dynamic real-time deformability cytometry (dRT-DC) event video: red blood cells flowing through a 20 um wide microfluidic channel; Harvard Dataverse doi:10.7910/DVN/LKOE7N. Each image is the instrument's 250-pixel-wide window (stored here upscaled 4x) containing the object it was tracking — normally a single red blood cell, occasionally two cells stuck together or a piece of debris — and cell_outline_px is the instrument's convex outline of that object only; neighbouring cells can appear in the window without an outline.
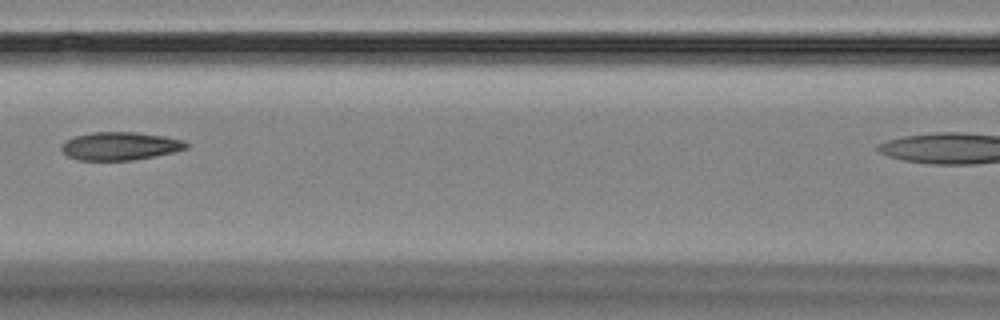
{"species": "Egyptian fruit bat (a non-hibernating species)", "species_latin": "Rousettus aegyptiacus", "temperature_condition": "room temperature", "stored_images_in_passage": 7, "camera_frame_rate_fps": 3000, "um_per_image_px": 0.085, "animal": {"sex": "female"}, "frame": {"image": 1, "passage_image": 4, "time_ms": 3.333, "image_size_px": [1000, 320], "cell_outline_px": [[188, 148], [172, 152], [132, 160], [80, 160], [68, 156], [60, 148], [60, 144], [64, 140], [76, 136], [92, 132], [136, 132], [164, 136], [184, 140], [188, 144]], "centroid_in_image_um": [10.18, 12.4], "position_along_channel_um": 156.4, "area_um2": 20.35}}
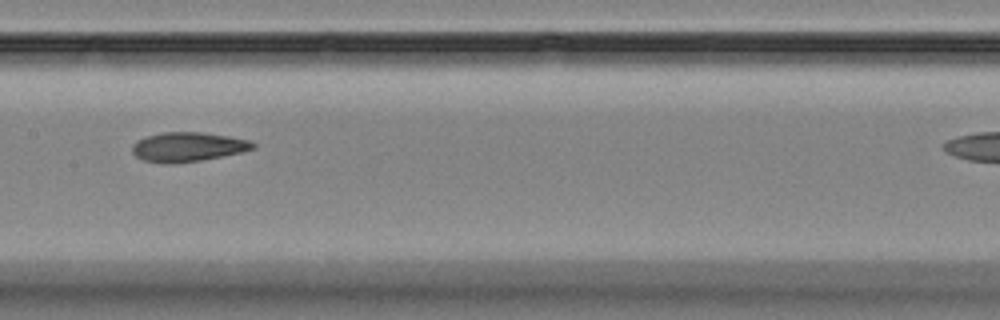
{"frame": {"image": 2, "passage_image": 5, "time_ms": 4.333, "image_size_px": [1000, 320], "cell_outline_px": [[256, 148], [240, 152], [200, 160], [172, 164], [164, 164], [144, 160], [136, 156], [132, 152], [132, 144], [136, 140], [144, 136], [160, 132], [204, 132], [228, 136], [248, 140], [256, 144]], "centroid_in_image_um": [15.91, 12.47], "position_along_channel_um": 191.5, "area_um2": 20.75}}
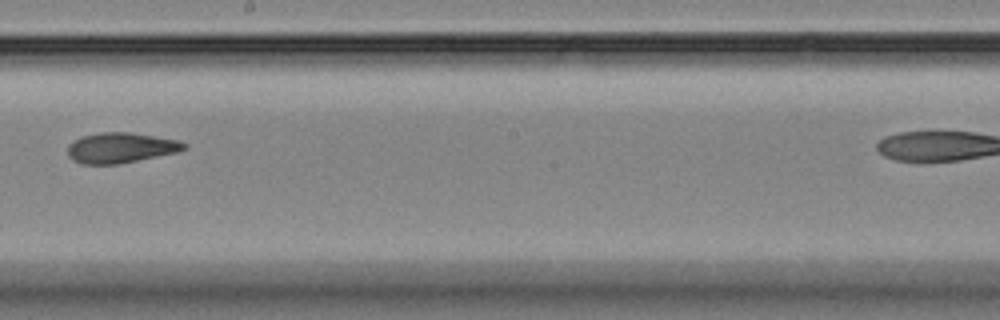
{"frame": {"image": 3, "passage_image": 6, "time_ms": 5.667, "image_size_px": [1000, 320], "cell_outline_px": [[188, 148], [176, 152], [116, 164], [80, 164], [72, 160], [68, 156], [68, 144], [72, 140], [80, 136], [100, 132], [128, 132], [176, 140], [188, 144]], "centroid_in_image_um": [10.19, 12.55], "position_along_channel_um": 238.0, "area_um2": 20.46}}